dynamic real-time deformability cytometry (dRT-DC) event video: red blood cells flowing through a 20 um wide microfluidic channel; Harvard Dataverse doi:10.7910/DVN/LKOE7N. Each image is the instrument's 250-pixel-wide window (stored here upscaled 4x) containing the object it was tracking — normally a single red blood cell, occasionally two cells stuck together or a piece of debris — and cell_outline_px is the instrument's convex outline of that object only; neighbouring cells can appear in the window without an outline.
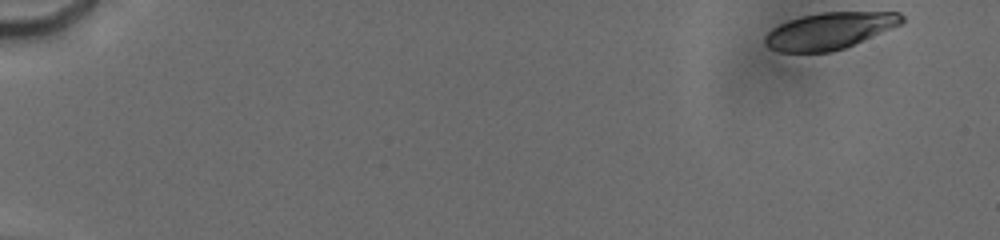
{"species": "human", "species_latin": "Homo sapiens", "temperature_condition": "cold", "stored_images_in_passage": 18, "camera_frame_rate_fps": 3000, "um_per_image_px": 0.085, "donor": {"sex": "male"}, "frame": {"image": 1, "passage_image": 1, "time_ms": 0.0, "image_size_px": [1000, 240], "cell_outline_px": [[904, 20], [900, 24], [844, 48], [828, 52], [780, 52], [768, 48], [764, 44], [764, 36], [772, 28], [788, 20], [820, 12], [900, 12], [904, 16]], "centroid_in_image_um": [70.46, 2.62], "position_along_channel_um": 14.5, "area_um2": 29.02}}